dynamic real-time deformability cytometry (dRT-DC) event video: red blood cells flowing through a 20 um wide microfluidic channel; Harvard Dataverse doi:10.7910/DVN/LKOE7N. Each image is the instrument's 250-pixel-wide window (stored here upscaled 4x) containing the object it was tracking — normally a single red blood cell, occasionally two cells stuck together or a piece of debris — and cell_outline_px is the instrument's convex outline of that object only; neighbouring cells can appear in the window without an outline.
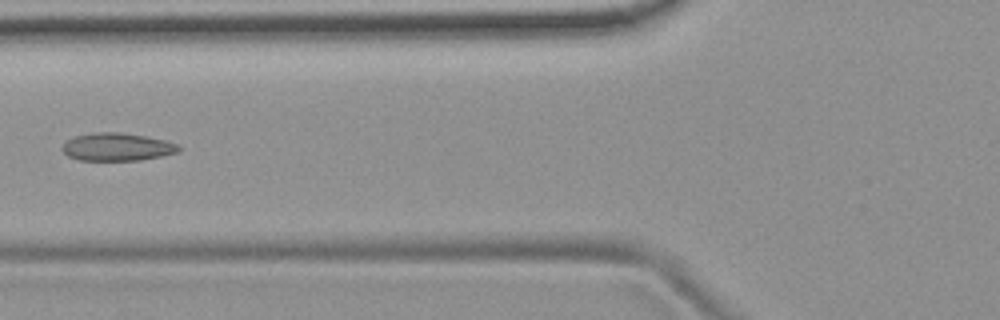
{"species": "common noctule bat (a hibernating species)", "species_latin": "Nyctalus noctula", "temperature_condition": "room temperature", "stored_images_in_passage": 5, "camera_frame_rate_fps": 3000, "um_per_image_px": 0.085, "animal": {"sex": "female", "body_mass_g": 19.9}, "frame": {"image": 1, "passage_image": 5, "time_ms": 4.667, "image_size_px": [1000, 320], "cell_outline_px": [[180, 152], [140, 160], [80, 160], [68, 156], [64, 152], [64, 144], [68, 140], [76, 136], [92, 132], [120, 132], [144, 136], [164, 140], [176, 144], [180, 148]], "centroid_in_image_um": [9.97, 12.49], "position_along_channel_um": 115.8, "area_um2": 18.61}}